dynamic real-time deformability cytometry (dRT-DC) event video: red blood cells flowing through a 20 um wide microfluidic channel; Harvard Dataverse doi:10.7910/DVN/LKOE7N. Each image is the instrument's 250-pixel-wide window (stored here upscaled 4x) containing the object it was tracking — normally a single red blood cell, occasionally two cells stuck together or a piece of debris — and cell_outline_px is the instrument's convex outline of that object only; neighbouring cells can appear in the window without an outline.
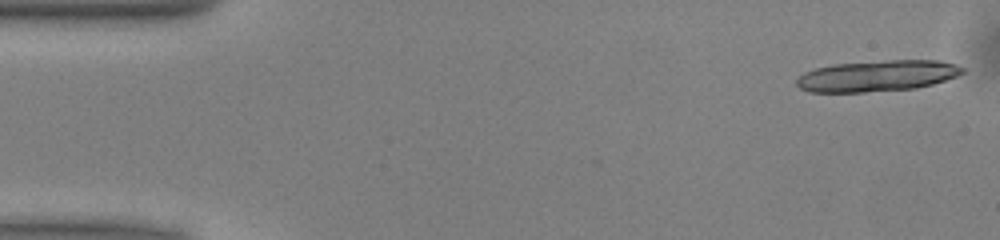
{"species": "common noctule bat (a hibernating species)", "species_latin": "Nyctalus noctula", "temperature_condition": "warm", "stored_images_in_passage": 15, "camera_frame_rate_fps": 3000, "um_per_image_px": 0.085, "animal": {"sex": "male", "body_mass_g": 13.0, "forearm_length_mm": 53.1}, "frame": {"image": 1, "passage_image": 1, "time_ms": 0.0, "image_size_px": [1000, 240], "cell_outline_px": [[964, 72], [956, 76], [932, 84], [916, 88], [864, 92], [808, 92], [800, 88], [796, 84], [796, 80], [804, 72], [816, 68], [832, 64], [888, 60], [940, 60], [956, 64], [964, 68]], "centroid_in_image_um": [74.55, 6.44], "position_along_channel_um": 10.4, "area_um2": 30.11}}